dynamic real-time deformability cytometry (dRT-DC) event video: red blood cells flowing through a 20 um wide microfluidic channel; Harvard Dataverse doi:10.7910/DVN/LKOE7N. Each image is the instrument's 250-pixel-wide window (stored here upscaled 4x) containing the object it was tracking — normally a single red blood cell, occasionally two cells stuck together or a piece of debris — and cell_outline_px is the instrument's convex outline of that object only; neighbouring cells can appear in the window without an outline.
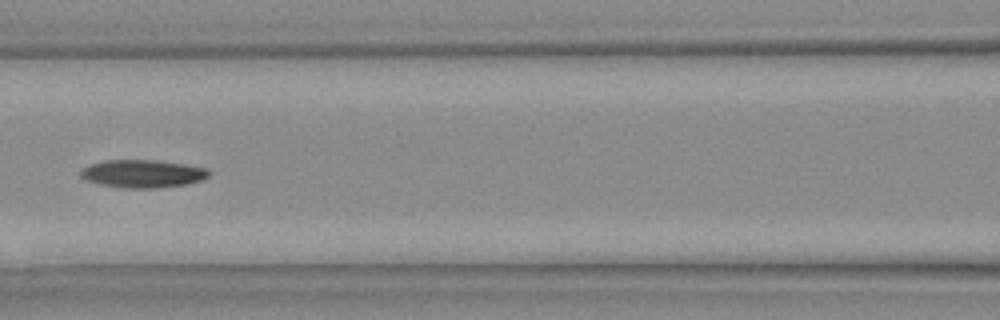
{"species": "Egyptian fruit bat (a non-hibernating species)", "species_latin": "Rousettus aegyptiacus", "temperature_condition": "warm", "stored_images_in_passage": 25, "camera_frame_rate_fps": 3000, "um_per_image_px": 0.085, "animal": {"sex": "female"}, "frame": {"image": 1, "passage_image": 8, "time_ms": 2.333, "image_size_px": [1000, 320], "cell_outline_px": [[212, 172], [208, 176], [200, 180], [188, 184], [152, 188], [124, 188], [100, 184], [84, 180], [80, 176], [80, 168], [88, 164], [104, 160], [156, 160], [184, 164], [208, 168]], "centroid_in_image_um": [12.08, 14.75], "position_along_channel_um": 154.5, "area_um2": 21.04}}